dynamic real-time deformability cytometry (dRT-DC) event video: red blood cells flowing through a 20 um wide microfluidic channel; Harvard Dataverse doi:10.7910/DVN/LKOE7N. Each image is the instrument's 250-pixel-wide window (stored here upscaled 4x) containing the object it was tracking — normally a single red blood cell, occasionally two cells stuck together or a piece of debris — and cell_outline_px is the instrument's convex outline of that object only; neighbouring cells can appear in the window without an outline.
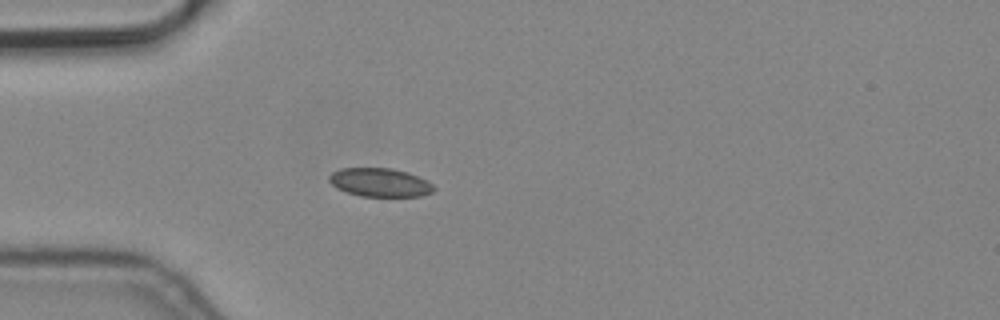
{"species": "common noctule bat (a hibernating species)", "species_latin": "Nyctalus noctula", "temperature_condition": "cold", "stored_images_in_passage": 6, "camera_frame_rate_fps": 3000, "um_per_image_px": 0.085, "animal": {"sex": "male", "body_mass_g": 19.2, "forearm_length_mm": 51.8}, "frame": {"image": 1, "passage_image": 5, "time_ms": 1.333, "image_size_px": [1000, 320], "cell_outline_px": [[436, 188], [432, 192], [420, 196], [360, 196], [336, 188], [328, 180], [328, 176], [332, 172], [340, 168], [392, 168], [408, 172], [428, 180]], "centroid_in_image_um": [32.3, 15.5], "position_along_channel_um": 52.7, "area_um2": 17.51}}